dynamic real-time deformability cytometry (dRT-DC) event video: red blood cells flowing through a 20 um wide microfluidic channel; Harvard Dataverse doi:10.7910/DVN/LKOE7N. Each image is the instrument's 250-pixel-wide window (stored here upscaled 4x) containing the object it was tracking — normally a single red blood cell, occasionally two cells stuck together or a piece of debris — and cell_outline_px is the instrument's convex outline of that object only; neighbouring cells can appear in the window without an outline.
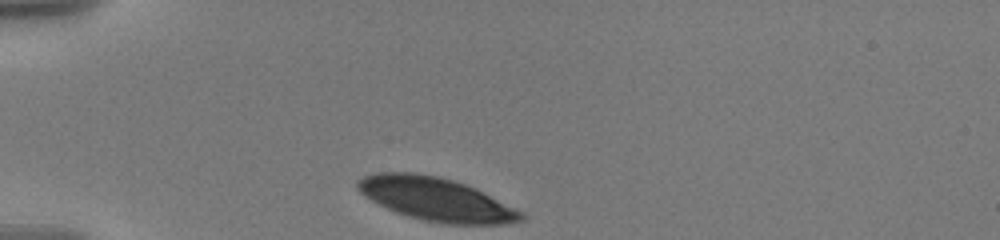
{"species": "human", "species_latin": "Homo sapiens", "temperature_condition": "warm", "stored_images_in_passage": 32, "camera_frame_rate_fps": 3000, "um_per_image_px": 0.085, "donor": {"sex": "male"}, "frame": {"image": 1, "passage_image": 1, "time_ms": 0.0, "image_size_px": [1000, 240], "cell_outline_px": [[524, 220], [508, 224], [444, 224], [424, 220], [408, 216], [396, 212], [364, 196], [356, 188], [356, 180], [364, 176], [376, 172], [412, 172], [440, 176], [476, 188], [524, 212]], "centroid_in_image_um": [37.08, 16.93], "position_along_channel_um": 47.9, "area_um2": 41.33}}
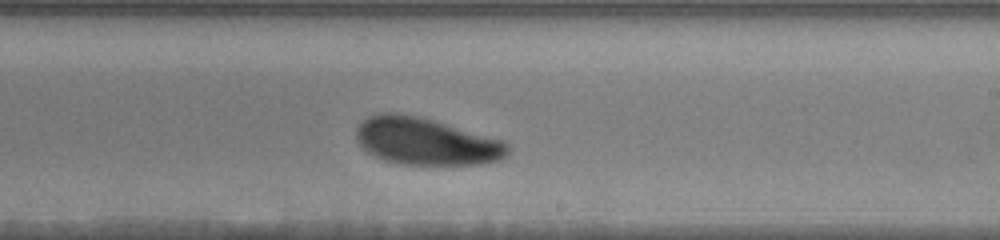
{"frame": {"image": 2, "passage_image": 19, "time_ms": 6.667, "image_size_px": [1000, 240], "cell_outline_px": [[512, 148], [500, 160], [484, 164], [400, 164], [384, 160], [368, 152], [356, 140], [356, 128], [368, 116], [380, 112], [396, 112], [420, 116], [504, 140]], "centroid_in_image_um": [36.22, 12.0], "position_along_channel_um": 252.8, "area_um2": 41.85}}
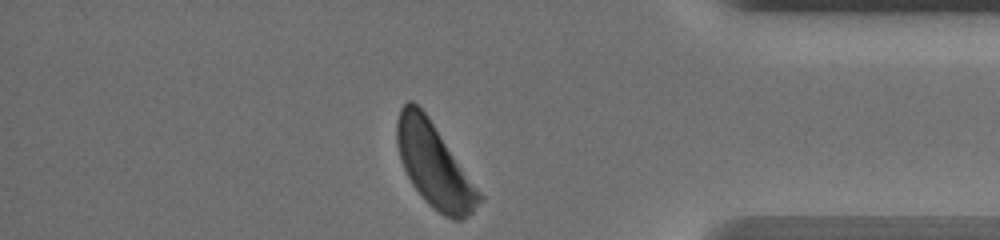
{"frame": {"image": 3, "passage_image": 32, "time_ms": 11.333, "image_size_px": [1000, 240], "cell_outline_px": [[484, 196], [472, 212], [468, 216], [460, 220], [452, 220], [432, 208], [420, 196], [412, 184], [404, 168], [396, 144], [396, 120], [400, 108], [408, 100], [412, 100], [428, 116]], "centroid_in_image_um": [36.9, 14.05], "position_along_channel_um": 398.3, "area_um2": 40.0}, "authors_computed_cell_mechanics": {"area_um2": 42.2518, "velocity_mm_per_s": 3.5272, "shape_relaxation_time_tau1_ms": 2.0892, "shape_relaxation_time_tau2_ms": null, "deformation_change_tau1": 0.0996, "deformation_change_tau2": null}}